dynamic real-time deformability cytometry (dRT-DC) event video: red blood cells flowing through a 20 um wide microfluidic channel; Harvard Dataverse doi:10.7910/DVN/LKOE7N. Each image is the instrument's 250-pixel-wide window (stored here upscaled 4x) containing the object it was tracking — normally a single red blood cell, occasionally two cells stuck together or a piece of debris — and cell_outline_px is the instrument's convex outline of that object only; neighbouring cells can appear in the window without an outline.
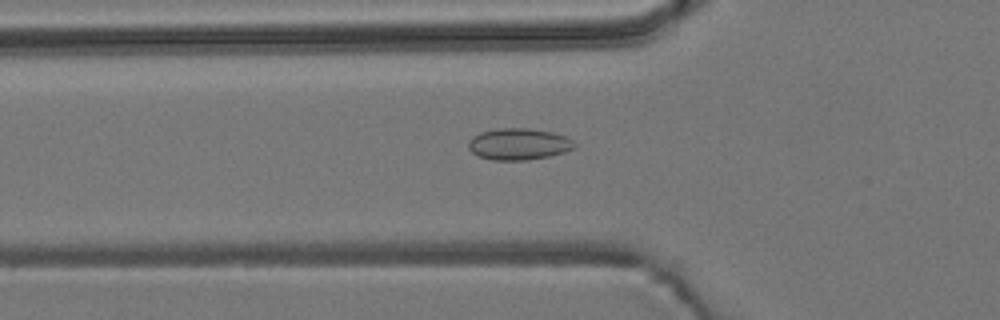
{"species": "common noctule bat (a hibernating species)", "species_latin": "Nyctalus noctula", "temperature_condition": "room temperature", "stored_images_in_passage": 41, "camera_frame_rate_fps": 3000, "um_per_image_px": 0.085, "animal": {"sex": "male", "body_mass_g": 19.2, "forearm_length_mm": 51.8}, "frame": {"image": 1, "passage_image": 6, "time_ms": 1.667, "image_size_px": [1000, 320], "cell_outline_px": [[576, 144], [572, 148], [564, 152], [548, 156], [524, 160], [492, 160], [480, 156], [472, 152], [468, 148], [468, 140], [472, 136], [480, 132], [500, 128], [528, 128], [552, 132], [564, 136], [572, 140]], "centroid_in_image_um": [44.05, 12.24], "position_along_channel_um": 81.8, "area_um2": 19.36}}
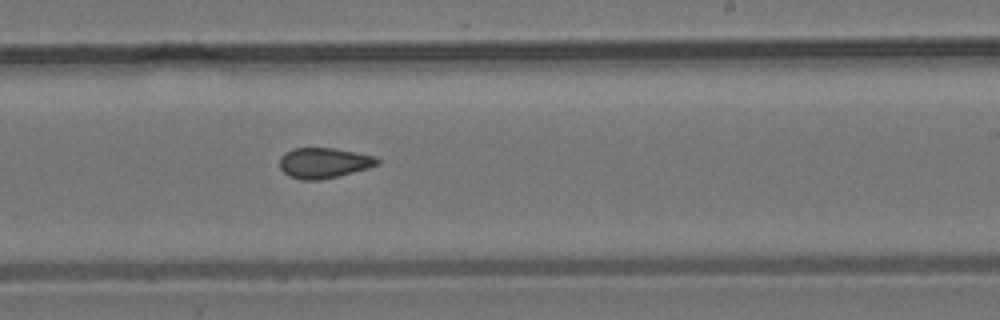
{"frame": {"image": 2, "passage_image": 20, "time_ms": 6.333, "image_size_px": [1000, 320], "cell_outline_px": [[380, 164], [368, 168], [320, 180], [300, 180], [288, 176], [280, 168], [280, 156], [284, 152], [292, 148], [336, 148], [376, 156], [380, 160]], "centroid_in_image_um": [27.52, 13.84], "position_along_channel_um": 261.5, "area_um2": 17.46}}
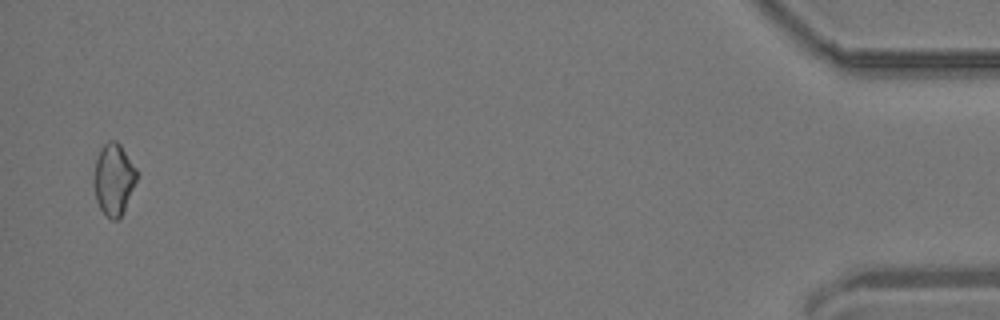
{"frame": {"image": 3, "passage_image": 40, "time_ms": 13.0, "image_size_px": [1000, 320], "cell_outline_px": [[136, 180], [124, 212], [116, 220], [112, 220], [100, 208], [96, 200], [92, 184], [92, 180], [96, 160], [100, 148], [108, 140], [116, 140], [120, 144], [136, 168]], "centroid_in_image_um": [9.63, 15.23], "position_along_channel_um": 425.6, "area_um2": 17.92}, "authors_computed_cell_mechanics": {"area_um2": 17.629, "velocity_mm_per_s": 3.8385, "shape_relaxation_time_tau1_ms": null, "shape_relaxation_time_tau2_ms": 3.2254, "deformation_change_tau1": null, "deformation_change_tau2": 0.0833}}